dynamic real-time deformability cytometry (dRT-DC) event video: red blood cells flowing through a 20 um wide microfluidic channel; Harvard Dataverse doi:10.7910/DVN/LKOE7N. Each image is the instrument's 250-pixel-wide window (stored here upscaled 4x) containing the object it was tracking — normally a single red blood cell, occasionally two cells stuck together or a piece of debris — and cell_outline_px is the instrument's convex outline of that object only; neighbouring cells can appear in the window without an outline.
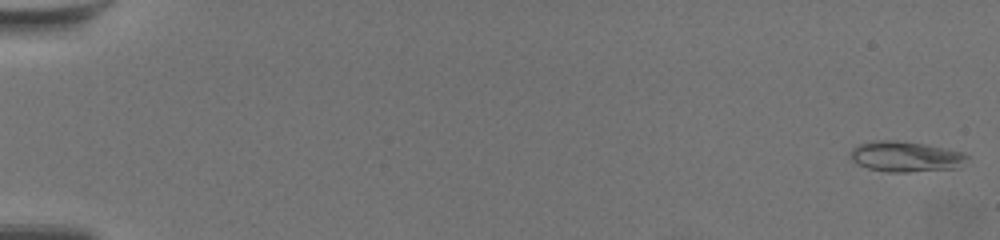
{"species": "common noctule bat (a hibernating species)", "species_latin": "Nyctalus noctula", "temperature_condition": "warm", "stored_images_in_passage": 61, "camera_frame_rate_fps": 3000, "um_per_image_px": 0.085, "animal": {"sex": "female", "body_mass_g": 19.5, "forearm_length_mm": 54.1}, "frame": {"image": 1, "passage_image": 1, "time_ms": 0.0, "image_size_px": [1000, 240], "cell_outline_px": [[972, 156], [952, 168], [908, 172], [888, 172], [868, 168], [856, 164], [852, 160], [848, 152], [852, 148], [860, 144], [872, 140], [896, 140], [924, 144], [964, 152]], "centroid_in_image_um": [76.91, 13.29], "position_along_channel_um": 8.1, "area_um2": 20.69}}
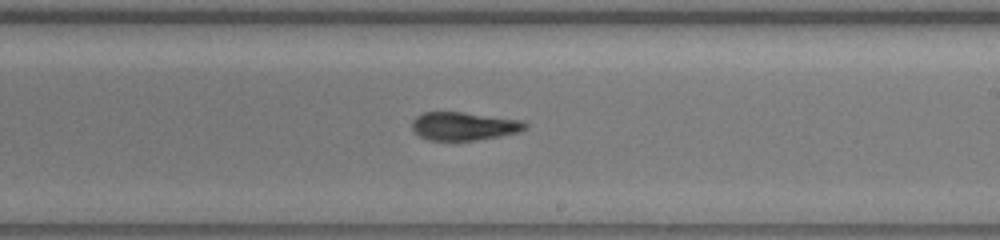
{"frame": {"image": 2, "passage_image": 38, "time_ms": 12.333, "image_size_px": [1000, 240], "cell_outline_px": [[528, 128], [520, 132], [500, 136], [476, 140], [428, 140], [420, 136], [412, 128], [412, 120], [416, 116], [424, 112], [464, 112], [524, 120], [528, 124]], "centroid_in_image_um": [39.48, 10.71], "position_along_channel_um": 249.5, "area_um2": 18.79}}
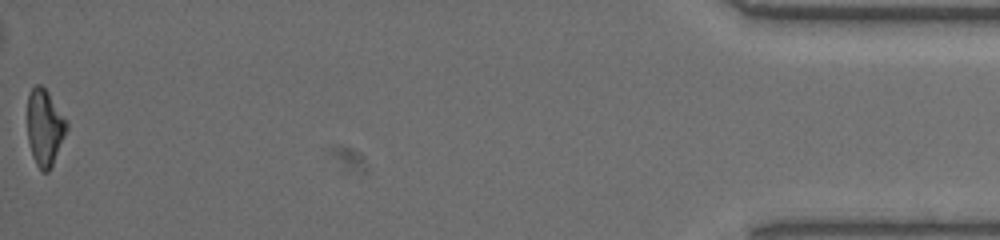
{"frame": {"image": 3, "passage_image": 61, "time_ms": 20.0, "image_size_px": [1000, 240], "cell_outline_px": [[68, 128], [52, 164], [48, 172], [40, 172], [32, 156], [28, 140], [28, 92], [36, 84], [40, 84], [48, 92], [68, 120]], "centroid_in_image_um": [3.8, 10.82], "position_along_channel_um": 431.4, "area_um2": 17.51}, "authors_computed_cell_mechanics": {"area_um2": 18.9584, "velocity_mm_per_s": 3.5204, "shape_relaxation_time_tau1_ms": 3.6603, "shape_relaxation_time_tau2_ms": 2.8989, "deformation_change_tau1": 0.1736, "deformation_change_tau2": 0.1038}}